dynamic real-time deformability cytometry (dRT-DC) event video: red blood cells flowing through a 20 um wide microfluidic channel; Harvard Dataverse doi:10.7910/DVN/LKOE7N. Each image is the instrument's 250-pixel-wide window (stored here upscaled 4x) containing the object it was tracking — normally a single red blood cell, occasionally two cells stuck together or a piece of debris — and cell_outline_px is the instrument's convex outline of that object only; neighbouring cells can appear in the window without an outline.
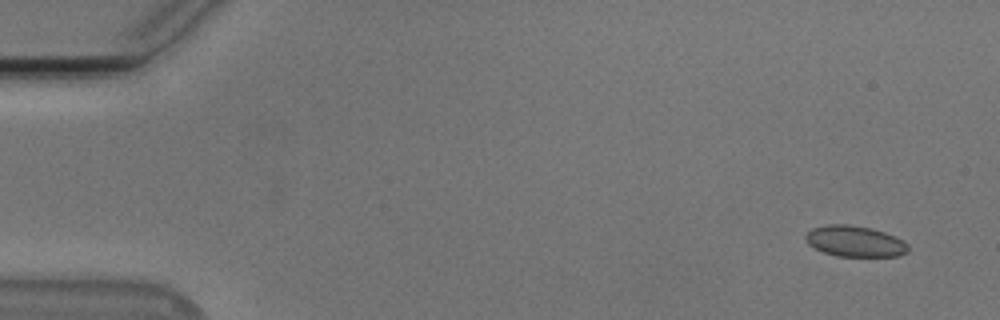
{"species": "Egyptian fruit bat (a non-hibernating species)", "species_latin": "Rousettus aegyptiacus", "temperature_condition": "cold", "stored_images_in_passage": 53, "camera_frame_rate_fps": 3000, "um_per_image_px": 0.085, "animal": {"sex": "male"}, "frame": {"image": 1, "passage_image": 1, "time_ms": 0.0, "image_size_px": [1000, 320], "cell_outline_px": [[908, 252], [896, 256], [836, 256], [824, 252], [808, 244], [804, 236], [812, 228], [828, 224], [848, 224], [872, 228], [884, 232], [904, 240], [908, 244]], "centroid_in_image_um": [72.67, 20.5], "position_along_channel_um": 12.3, "area_um2": 18.5}}
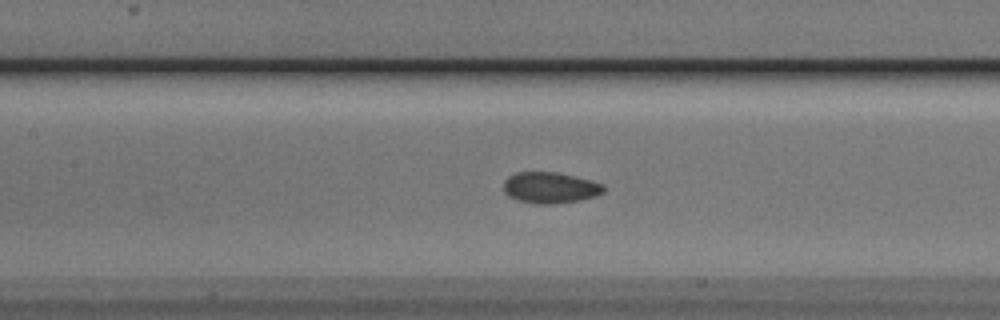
{"frame": {"image": 2, "passage_image": 23, "time_ms": 7.333, "image_size_px": [1000, 320], "cell_outline_px": [[604, 192], [596, 196], [580, 200], [552, 204], [536, 204], [520, 200], [508, 196], [504, 192], [504, 180], [508, 176], [516, 172], [556, 172], [576, 176], [604, 184]], "centroid_in_image_um": [46.77, 15.95], "position_along_channel_um": 160.6, "area_um2": 18.21}}
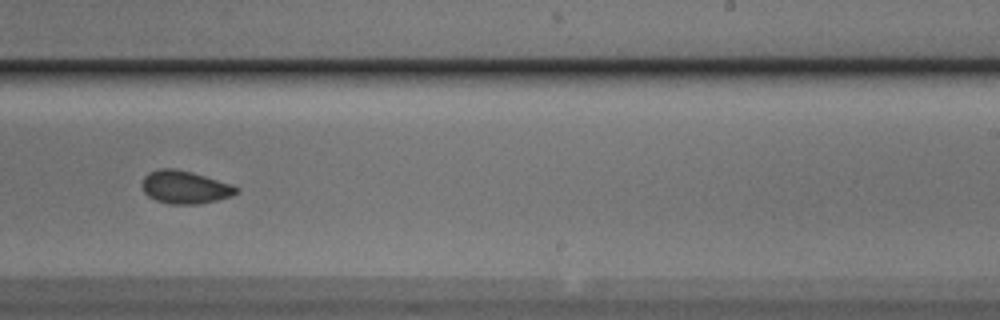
{"frame": {"image": 3, "passage_image": 32, "time_ms": 10.333, "image_size_px": [1000, 320], "cell_outline_px": [[240, 188], [232, 196], [200, 204], [168, 204], [156, 200], [148, 196], [144, 192], [144, 176], [148, 172], [160, 168], [176, 168], [192, 172], [232, 184]], "centroid_in_image_um": [15.73, 15.91], "position_along_channel_um": 273.3, "area_um2": 18.03}, "authors_computed_cell_mechanics": {"area_um2": 18.207, "velocity_mm_per_s": 3.7642, "shape_relaxation_time_tau1_ms": null, "shape_relaxation_time_tau2_ms": 2.092, "deformation_change_tau1": null, "deformation_change_tau2": 0.0513}}